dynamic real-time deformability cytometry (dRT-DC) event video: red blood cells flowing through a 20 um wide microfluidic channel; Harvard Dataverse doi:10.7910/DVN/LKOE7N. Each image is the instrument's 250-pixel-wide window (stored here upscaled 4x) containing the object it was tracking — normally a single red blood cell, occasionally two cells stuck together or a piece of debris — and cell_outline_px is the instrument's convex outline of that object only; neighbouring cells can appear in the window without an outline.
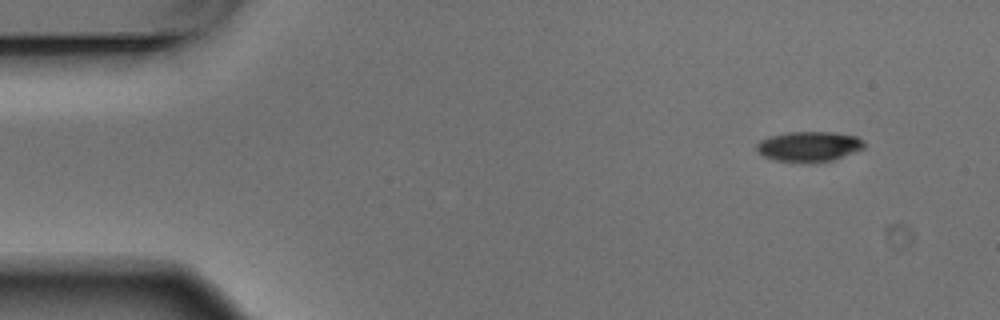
{"species": "Egyptian fruit bat (a non-hibernating species)", "species_latin": "Rousettus aegyptiacus", "temperature_condition": "warm", "stored_images_in_passage": 4, "camera_frame_rate_fps": 3000, "um_per_image_px": 0.085, "animal": {"sex": "male"}, "frame": {"image": 1, "passage_image": 1, "time_ms": 0.0, "image_size_px": [1000, 320], "cell_outline_px": [[864, 148], [832, 160], [776, 160], [764, 156], [756, 148], [756, 144], [760, 140], [768, 136], [788, 132], [832, 132], [856, 136], [864, 140]], "centroid_in_image_um": [68.76, 12.4], "position_along_channel_um": 16.2, "area_um2": 18.21}}